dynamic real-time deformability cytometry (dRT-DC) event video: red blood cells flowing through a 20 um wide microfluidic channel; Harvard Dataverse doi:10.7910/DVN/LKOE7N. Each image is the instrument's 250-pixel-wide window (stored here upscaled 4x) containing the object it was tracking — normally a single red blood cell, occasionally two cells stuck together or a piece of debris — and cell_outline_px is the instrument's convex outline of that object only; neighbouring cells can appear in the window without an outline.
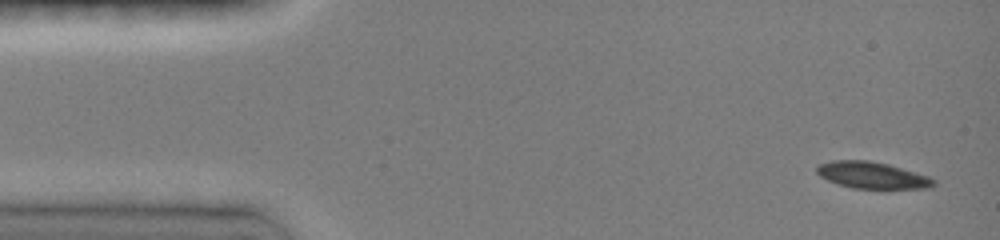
{"species": "common noctule bat (a hibernating species)", "species_latin": "Nyctalus noctula", "temperature_condition": "room temperature", "stored_images_in_passage": 10, "camera_frame_rate_fps": 3000, "um_per_image_px": 0.085, "animal": {"sex": "female", "body_mass_g": 19.0, "forearm_length_mm": 51.5}, "frame": {"image": 1, "passage_image": 1, "time_ms": 0.0, "image_size_px": [1000, 240], "cell_outline_px": [[936, 184], [932, 188], [852, 188], [828, 180], [820, 176], [816, 172], [816, 168], [820, 164], [832, 160], [868, 160], [888, 164], [928, 176], [936, 180]], "centroid_in_image_um": [74.14, 14.89], "position_along_channel_um": 10.9, "area_um2": 17.98}}
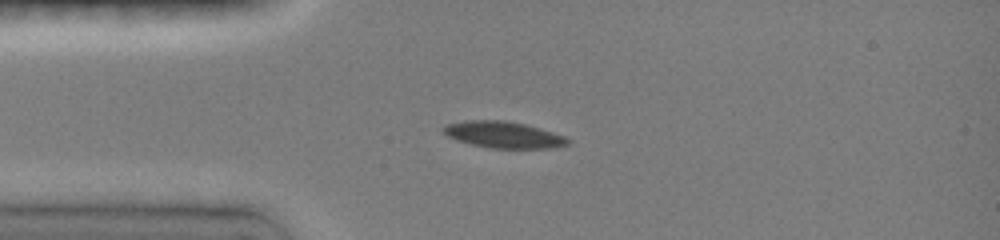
{"frame": {"image": 2, "passage_image": 7, "time_ms": 3.0, "image_size_px": [1000, 240], "cell_outline_px": [[572, 140], [568, 144], [556, 148], [488, 148], [456, 140], [448, 136], [440, 128], [448, 124], [464, 120], [504, 120], [524, 124], [540, 128], [564, 136]], "centroid_in_image_um": [42.8, 11.45], "position_along_channel_um": 42.2, "area_um2": 19.25}}